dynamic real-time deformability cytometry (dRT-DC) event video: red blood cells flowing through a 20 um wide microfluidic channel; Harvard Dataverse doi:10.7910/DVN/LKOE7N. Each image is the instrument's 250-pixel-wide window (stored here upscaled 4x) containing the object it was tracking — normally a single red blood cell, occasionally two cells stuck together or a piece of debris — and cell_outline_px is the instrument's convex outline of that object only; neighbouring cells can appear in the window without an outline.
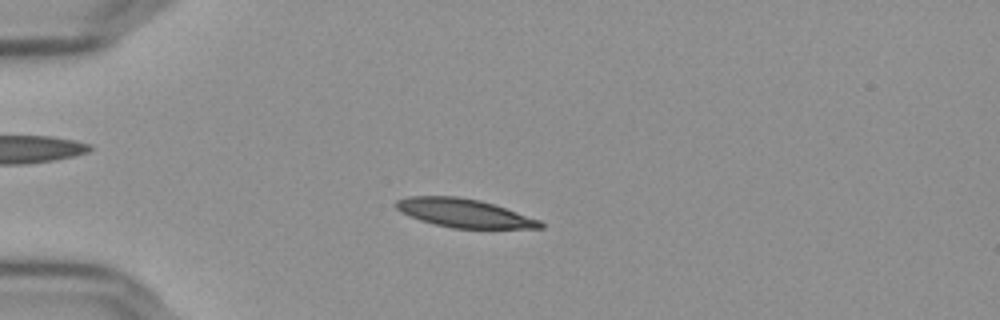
{"species": "Egyptian fruit bat (a non-hibernating species)", "species_latin": "Rousettus aegyptiacus", "temperature_condition": "cold", "stored_images_in_passage": 56, "camera_frame_rate_fps": 3000, "um_per_image_px": 0.085, "frame": {"image": 1, "passage_image": 15, "time_ms": 4.667, "image_size_px": [1000, 320], "cell_outline_px": [[544, 228], [452, 228], [420, 220], [400, 212], [392, 204], [396, 200], [408, 196], [456, 196], [480, 200], [540, 220], [544, 224]], "centroid_in_image_um": [39.39, 18.1], "position_along_channel_um": 45.6, "area_um2": 23.81}}
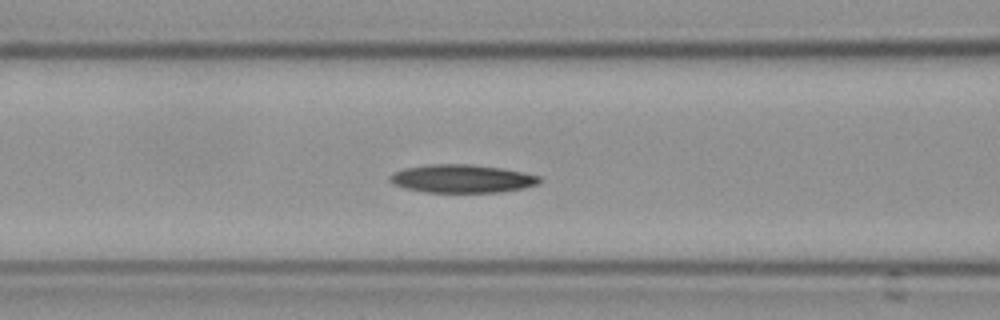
{"frame": {"image": 2, "passage_image": 24, "time_ms": 7.667, "image_size_px": [1000, 320], "cell_outline_px": [[540, 184], [524, 188], [500, 192], [424, 192], [404, 188], [392, 184], [388, 180], [388, 176], [392, 172], [404, 168], [428, 164], [468, 164], [500, 168], [524, 172], [540, 176]], "centroid_in_image_um": [39.23, 15.19], "position_along_channel_um": 127.4, "area_um2": 24.8}}
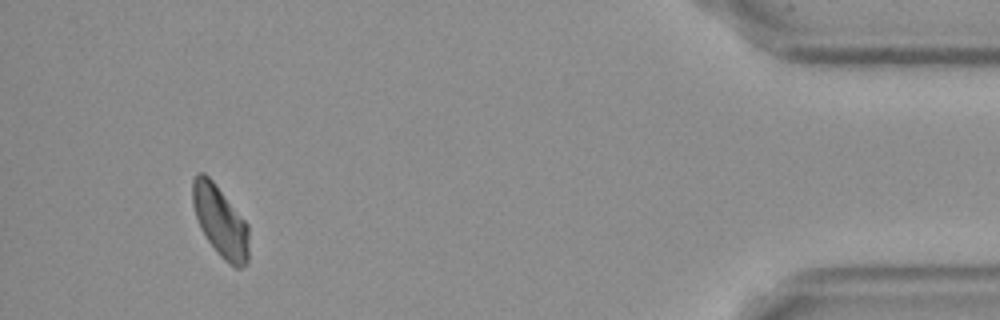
{"frame": {"image": 3, "passage_image": 53, "time_ms": 17.333, "image_size_px": [1000, 320], "cell_outline_px": [[248, 260], [240, 268], [236, 268], [224, 260], [216, 252], [200, 228], [192, 204], [192, 180], [196, 172], [204, 172], [212, 180], [248, 224]], "centroid_in_image_um": [18.7, 18.79], "position_along_channel_um": 416.5, "area_um2": 23.18}, "authors_computed_cell_mechanics": {"area_um2": 24.0448, "velocity_mm_per_s": 3.6125, "shape_relaxation_time_tau1_ms": 7.9143, "shape_relaxation_time_tau2_ms": null, "deformation_change_tau1": 0.1568, "deformation_change_tau2": null}}